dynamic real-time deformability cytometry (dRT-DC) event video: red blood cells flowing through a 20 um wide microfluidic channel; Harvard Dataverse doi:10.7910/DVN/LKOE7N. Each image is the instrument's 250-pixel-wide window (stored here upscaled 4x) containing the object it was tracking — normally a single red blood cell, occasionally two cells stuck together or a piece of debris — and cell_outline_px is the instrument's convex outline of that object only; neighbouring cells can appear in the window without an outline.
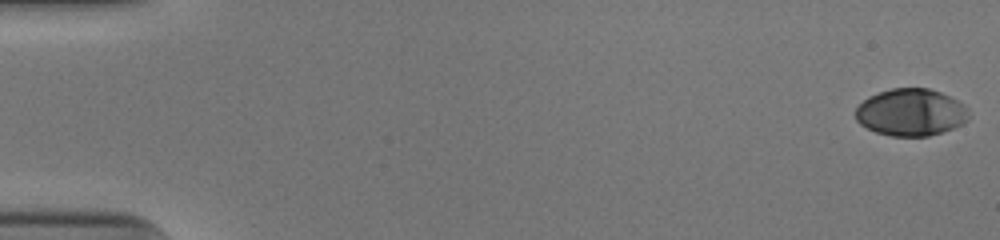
{"species": "human", "species_latin": "Homo sapiens", "temperature_condition": "cold", "stored_images_in_passage": 52, "camera_frame_rate_fps": 3000, "um_per_image_px": 0.085, "donor": {"sex": "male"}, "frame": {"image": 1, "passage_image": 1, "time_ms": 0.0, "image_size_px": [1000, 240], "cell_outline_px": [[968, 120], [952, 128], [928, 136], [892, 136], [876, 132], [860, 124], [856, 120], [856, 108], [868, 96], [892, 88], [928, 88], [940, 92], [964, 104], [968, 108]], "centroid_in_image_um": [77.41, 9.54], "position_along_channel_um": 7.6, "area_um2": 30.87}}
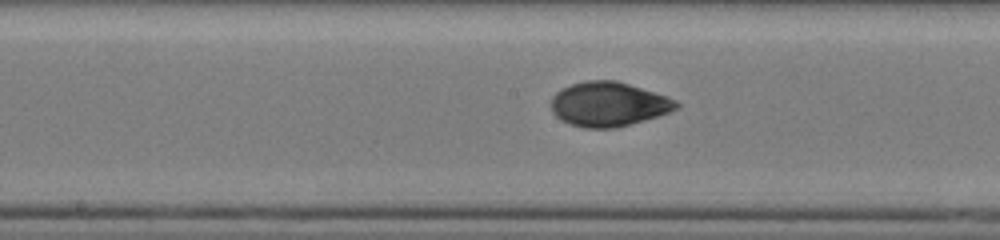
{"frame": {"image": 2, "passage_image": 28, "time_ms": 9.0, "image_size_px": [1000, 240], "cell_outline_px": [[680, 104], [676, 108], [668, 112], [644, 120], [616, 128], [584, 128], [568, 124], [560, 120], [552, 112], [552, 96], [560, 88], [584, 80], [616, 80], [668, 96], [676, 100]], "centroid_in_image_um": [51.69, 8.85], "position_along_channel_um": 196.5, "area_um2": 32.48}}
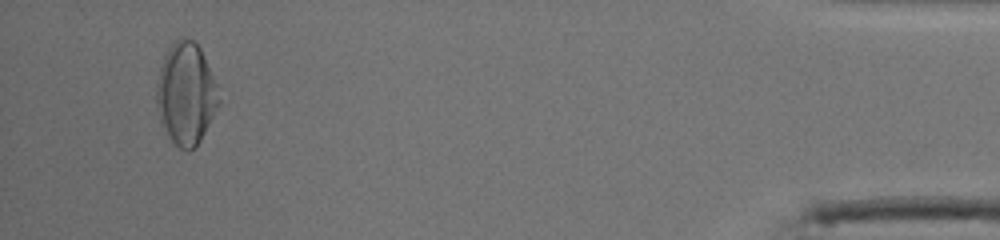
{"frame": {"image": 3, "passage_image": 50, "time_ms": 16.333, "image_size_px": [1000, 240], "cell_outline_px": [[220, 104], [200, 140], [188, 152], [180, 148], [172, 140], [160, 124], [156, 108], [156, 84], [160, 68], [164, 56], [168, 48], [176, 40], [184, 36], [192, 40], [200, 48], [216, 84], [220, 100]], "centroid_in_image_um": [15.78, 7.97], "position_along_channel_um": 419.4, "area_um2": 36.82}, "authors_computed_cell_mechanics": {"area_um2": 32.1946, "velocity_mm_per_s": 3.9767, "shape_relaxation_time_tau1_ms": 6.0721, "shape_relaxation_time_tau2_ms": 1.34, "deformation_change_tau1": 0.2047, "deformation_change_tau2": 0.0429}}